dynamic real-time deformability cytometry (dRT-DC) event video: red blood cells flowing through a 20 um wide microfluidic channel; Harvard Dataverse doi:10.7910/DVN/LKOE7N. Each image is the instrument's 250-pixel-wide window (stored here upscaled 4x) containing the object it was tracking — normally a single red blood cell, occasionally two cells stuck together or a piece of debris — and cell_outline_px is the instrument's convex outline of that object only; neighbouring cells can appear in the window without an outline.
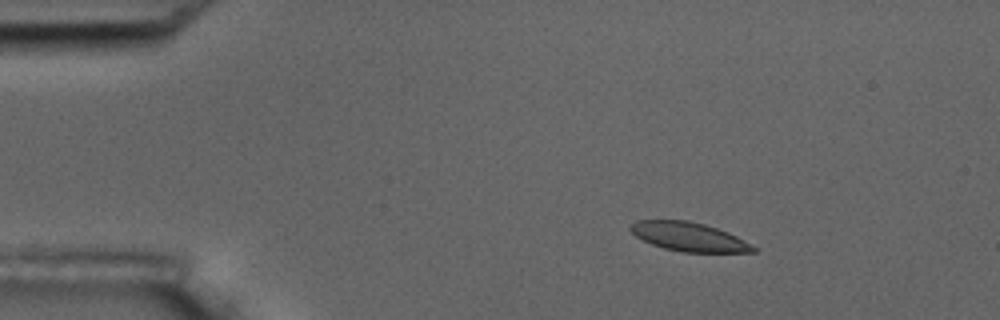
{"species": "common noctule bat (a hibernating species)", "species_latin": "Nyctalus noctula", "temperature_condition": "room temperature", "stored_images_in_passage": 5, "camera_frame_rate_fps": 3000, "um_per_image_px": 0.085, "animal": {"sex": "male", "body_mass_g": 17.5, "forearm_length_mm": 52.3}, "frame": {"image": 1, "passage_image": 3, "time_ms": 2.333, "image_size_px": [1000, 320], "cell_outline_px": [[756, 252], [684, 252], [664, 248], [652, 244], [636, 236], [628, 228], [636, 220], [688, 220], [704, 224], [728, 232], [736, 236], [756, 248]], "centroid_in_image_um": [58.53, 20.12], "position_along_channel_um": 26.5, "area_um2": 20.4}}